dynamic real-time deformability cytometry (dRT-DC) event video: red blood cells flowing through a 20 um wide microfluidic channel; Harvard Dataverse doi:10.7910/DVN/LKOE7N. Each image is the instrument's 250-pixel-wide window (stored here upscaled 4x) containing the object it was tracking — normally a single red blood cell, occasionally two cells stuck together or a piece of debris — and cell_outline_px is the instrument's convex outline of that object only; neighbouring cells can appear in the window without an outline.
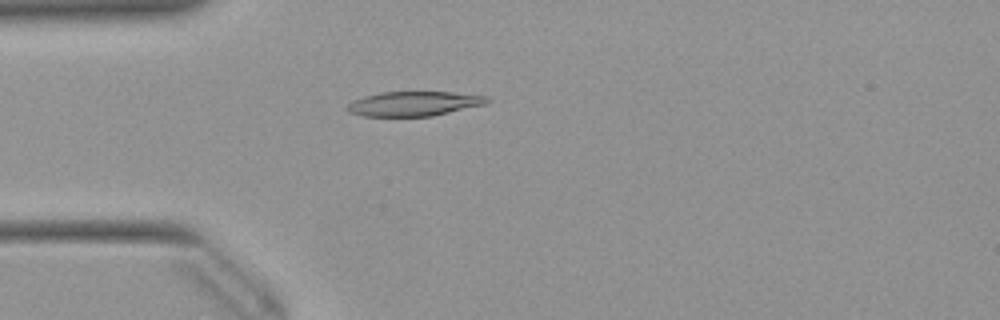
{"species": "Egyptian fruit bat (a non-hibernating species)", "species_latin": "Rousettus aegyptiacus", "temperature_condition": "warm", "stored_images_in_passage": 42, "camera_frame_rate_fps": 3000, "um_per_image_px": 0.085, "animal": {"sex": "female"}, "frame": {"image": 1, "passage_image": 14, "time_ms": 4.333, "image_size_px": [1000, 320], "cell_outline_px": [[492, 100], [488, 104], [432, 116], [360, 116], [348, 112], [344, 108], [352, 100], [364, 96], [380, 92], [452, 92], [488, 96]], "centroid_in_image_um": [35.19, 8.81], "position_along_channel_um": 49.8, "area_um2": 20.35}}
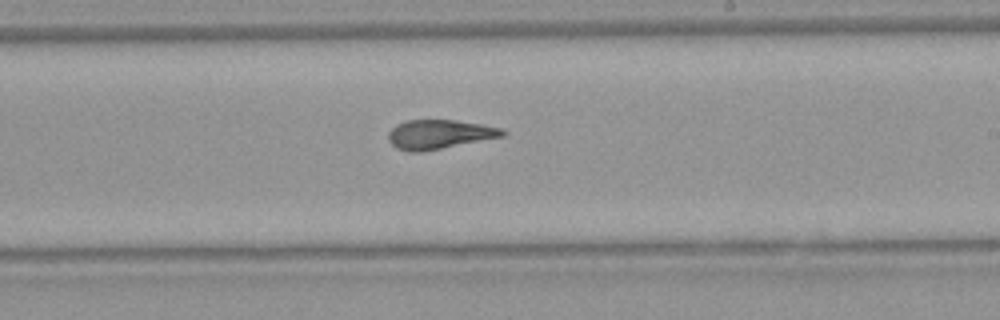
{"frame": {"image": 2, "passage_image": 30, "time_ms": 9.667, "image_size_px": [1000, 320], "cell_outline_px": [[508, 132], [504, 136], [420, 152], [408, 152], [396, 148], [388, 140], [388, 132], [396, 124], [404, 120], [456, 120], [480, 124], [500, 128]], "centroid_in_image_um": [37.3, 11.41], "position_along_channel_um": 251.7, "area_um2": 19.36}}
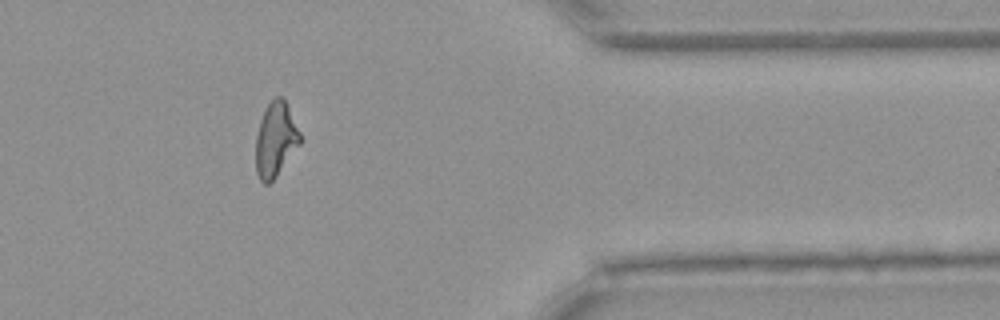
{"frame": {"image": 3, "passage_image": 42, "time_ms": 13.667, "image_size_px": [1000, 320], "cell_outline_px": [[300, 144], [276, 176], [268, 184], [264, 184], [260, 180], [256, 172], [256, 136], [260, 120], [268, 104], [276, 96], [280, 96], [284, 100], [300, 132]], "centroid_in_image_um": [23.41, 11.89], "position_along_channel_um": 388.0, "area_um2": 18.84}, "authors_computed_cell_mechanics": {"area_um2": 20.2589, "velocity_mm_per_s": 3.9744, "shape_relaxation_time_tau1_ms": 6.4421, "shape_relaxation_time_tau2_ms": 2.1373, "deformation_change_tau1": 0.2253, "deformation_change_tau2": 0.0977}}